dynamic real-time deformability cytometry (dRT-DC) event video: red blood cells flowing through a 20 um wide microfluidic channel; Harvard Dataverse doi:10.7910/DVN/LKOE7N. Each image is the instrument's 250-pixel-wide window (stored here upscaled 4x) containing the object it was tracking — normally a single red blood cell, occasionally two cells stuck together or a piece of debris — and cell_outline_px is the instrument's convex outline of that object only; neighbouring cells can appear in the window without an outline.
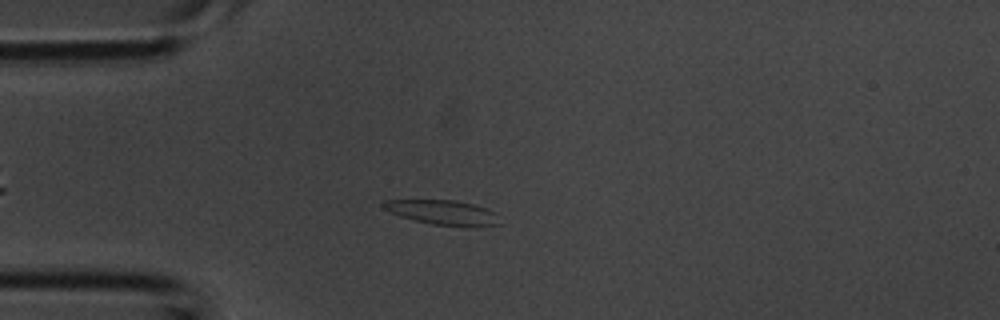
{"species": "common noctule bat (a hibernating species)", "species_latin": "Nyctalus noctula", "temperature_condition": "room temperature", "stored_images_in_passage": 38, "camera_frame_rate_fps": 3000, "um_per_image_px": 0.085, "animal": {"sex": "male", "body_mass_g": 20.1, "forearm_length_mm": 53.5}, "frame": {"image": 1, "passage_image": 9, "time_ms": 2.667, "image_size_px": [1000, 320], "cell_outline_px": [[500, 224], [468, 228], [432, 224], [412, 220], [388, 212], [380, 208], [380, 204], [384, 200], [456, 200], [488, 208], [496, 212]], "centroid_in_image_um": [37.62, 18.07], "position_along_channel_um": 47.4, "area_um2": 17.22}}
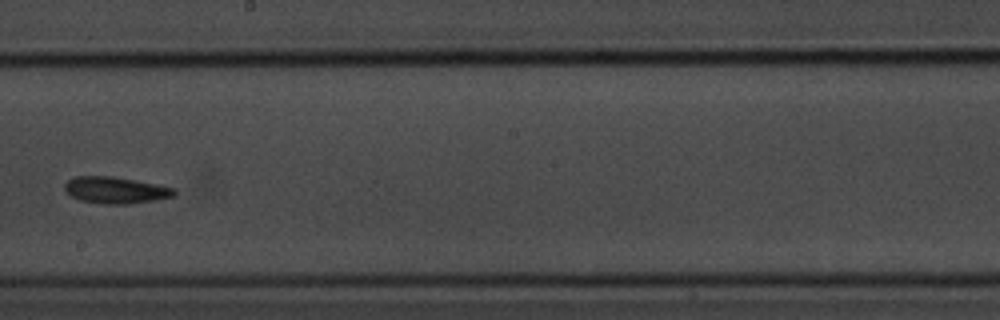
{"frame": {"image": 2, "passage_image": 21, "time_ms": 6.667, "image_size_px": [1000, 320], "cell_outline_px": [[176, 192], [172, 196], [156, 200], [128, 204], [104, 204], [80, 200], [72, 196], [64, 188], [64, 184], [68, 180], [76, 176], [112, 176], [156, 184], [176, 188]], "centroid_in_image_um": [9.83, 16.16], "position_along_channel_um": 238.4, "area_um2": 16.88}}
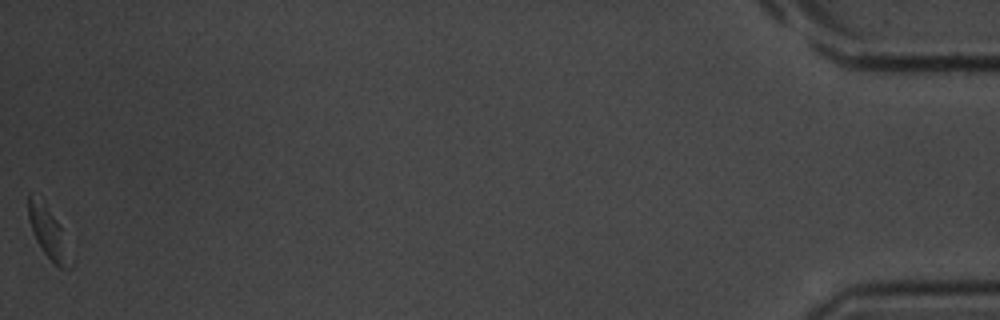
{"frame": {"image": 3, "passage_image": 38, "time_ms": 12.333, "image_size_px": [1000, 320], "cell_outline_px": [[76, 264], [72, 268], [60, 268], [44, 252], [36, 240], [32, 232], [28, 220], [28, 192], [60, 224]], "centroid_in_image_um": [4.2, 19.96], "position_along_channel_um": 431.0, "area_um2": 12.25}}